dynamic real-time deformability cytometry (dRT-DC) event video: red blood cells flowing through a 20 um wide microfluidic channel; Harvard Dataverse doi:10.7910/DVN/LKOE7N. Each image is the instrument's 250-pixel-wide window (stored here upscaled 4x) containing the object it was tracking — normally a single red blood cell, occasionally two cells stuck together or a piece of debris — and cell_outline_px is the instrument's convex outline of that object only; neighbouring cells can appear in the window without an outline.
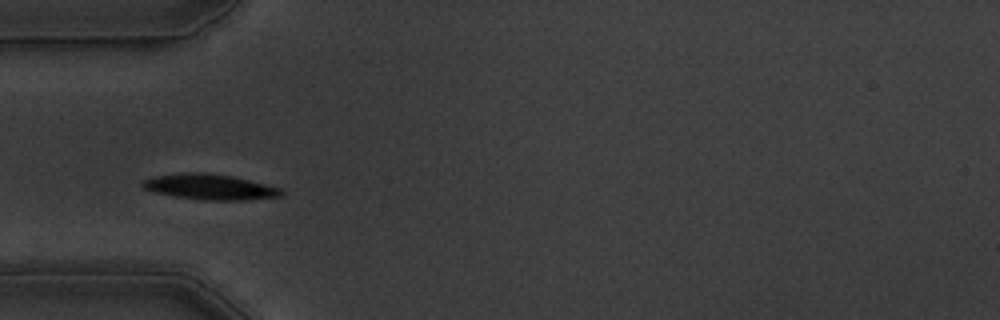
{"species": "common noctule bat (a hibernating species)", "species_latin": "Nyctalus noctula", "temperature_condition": "warm", "stored_images_in_passage": 41, "camera_frame_rate_fps": 3000, "um_per_image_px": 0.085, "animal": {"sex": "male", "body_mass_g": 19.5, "forearm_length_mm": 54.6}, "frame": {"image": 1, "passage_image": 1, "time_ms": 0.0, "image_size_px": [1000, 320], "cell_outline_px": [[284, 196], [244, 200], [204, 200], [176, 196], [156, 192], [144, 188], [140, 184], [144, 180], [152, 176], [184, 172], [204, 172], [232, 176], [280, 188], [284, 192]], "centroid_in_image_um": [17.84, 15.88], "position_along_channel_um": 67.2, "area_um2": 20.52}}
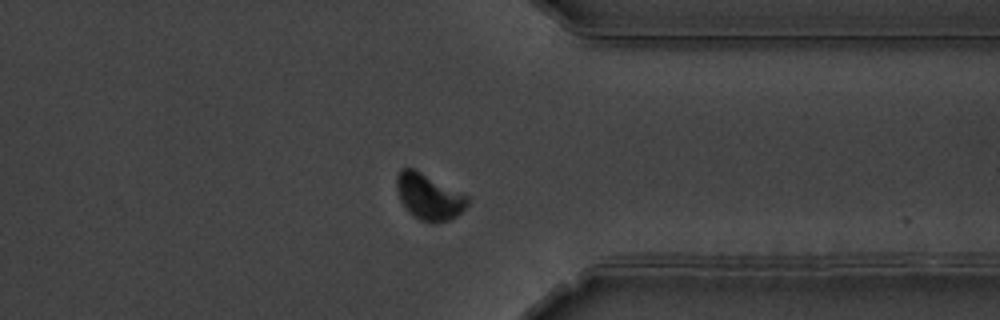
{"frame": {"image": 2, "passage_image": 28, "time_ms": 9.0, "image_size_px": [1000, 320], "cell_outline_px": [[472, 200], [456, 216], [448, 220], [436, 224], [432, 224], [420, 220], [400, 200], [396, 188], [396, 176], [400, 168], [412, 168], [468, 196]], "centroid_in_image_um": [36.46, 16.73], "position_along_channel_um": 374.9, "area_um2": 18.67}}
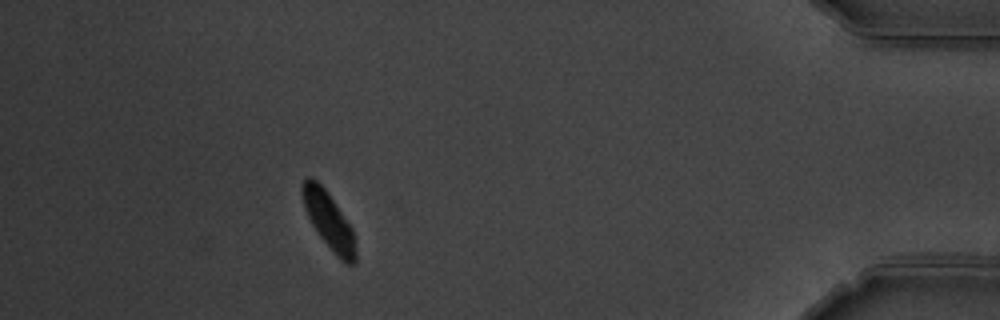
{"frame": {"image": 3, "passage_image": 35, "time_ms": 11.333, "image_size_px": [1000, 320], "cell_outline_px": [[356, 264], [348, 264], [340, 260], [336, 256], [320, 236], [312, 224], [304, 208], [300, 188], [304, 180], [308, 176], [312, 176], [324, 188], [352, 228], [356, 244]], "centroid_in_image_um": [27.94, 18.76], "position_along_channel_um": 407.3, "area_um2": 17.57}, "authors_computed_cell_mechanics": {"area_um2": 19.5942, "velocity_mm_per_s": 3.4776, "shape_relaxation_time_tau1_ms": 1.8343, "shape_relaxation_time_tau2_ms": null, "deformation_change_tau1": 0.1268, "deformation_change_tau2": null}}